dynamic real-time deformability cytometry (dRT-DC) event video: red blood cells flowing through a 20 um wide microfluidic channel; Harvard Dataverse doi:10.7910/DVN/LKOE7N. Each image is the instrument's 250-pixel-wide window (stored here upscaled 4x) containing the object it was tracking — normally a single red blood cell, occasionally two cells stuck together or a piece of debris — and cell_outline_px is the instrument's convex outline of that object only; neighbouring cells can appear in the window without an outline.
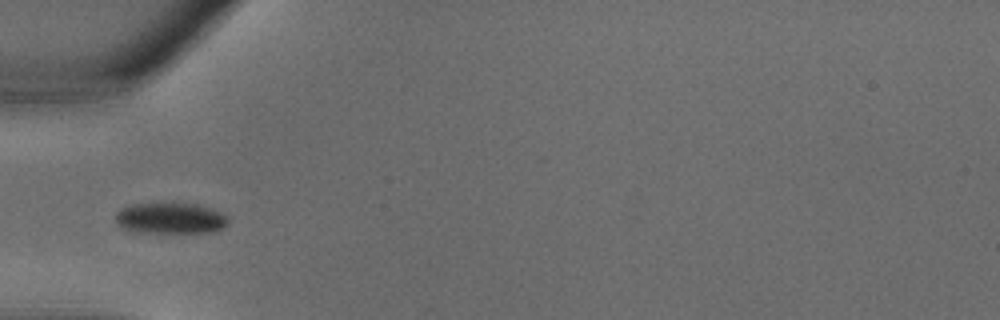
{"species": "common noctule bat (a hibernating species)", "species_latin": "Nyctalus noctula", "temperature_condition": "warm", "stored_images_in_passage": 11, "camera_frame_rate_fps": 3000, "um_per_image_px": 0.085, "animal": {"sex": "male", "body_mass_g": 18.8}, "frame": {"image": 1, "passage_image": 1, "time_ms": 0.0, "image_size_px": [1000, 320], "cell_outline_px": [[228, 224], [224, 228], [212, 232], [140, 232], [124, 228], [116, 220], [116, 212], [120, 208], [132, 204], [168, 200], [196, 204], [212, 208], [224, 212], [228, 216]], "centroid_in_image_um": [14.54, 18.49], "position_along_channel_um": 70.5, "area_um2": 21.15}}
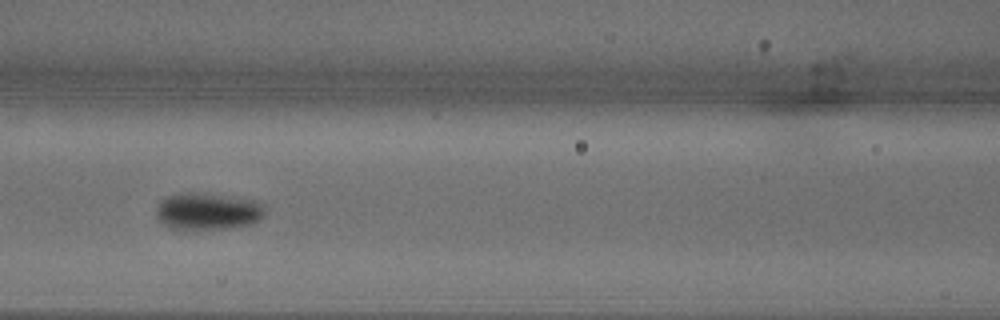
{"frame": {"image": 2, "passage_image": 5, "time_ms": 1.333, "image_size_px": [1000, 320], "cell_outline_px": [[264, 216], [260, 220], [252, 224], [228, 228], [184, 232], [168, 228], [160, 224], [156, 216], [156, 208], [160, 200], [168, 196], [180, 192], [200, 192], [260, 200], [264, 204]], "centroid_in_image_um": [17.62, 17.99], "position_along_channel_um": 149.0, "area_um2": 24.74}}
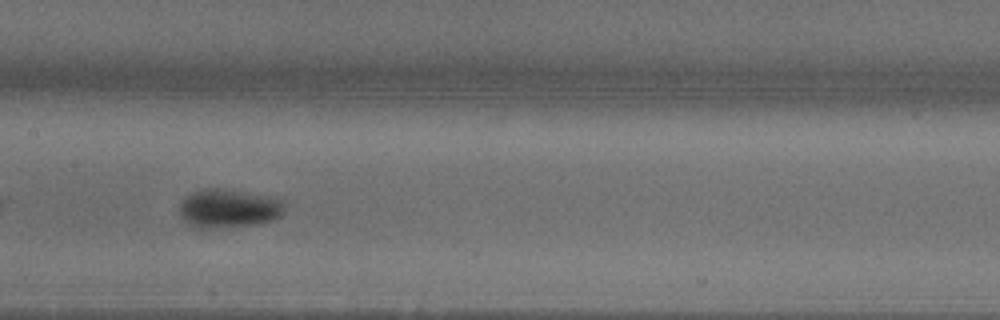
{"frame": {"image": 3, "passage_image": 7, "time_ms": 2.0, "image_size_px": [1000, 320], "cell_outline_px": [[284, 212], [276, 220], [260, 224], [212, 228], [192, 228], [180, 216], [180, 204], [184, 196], [200, 188], [220, 188], [268, 196], [284, 200]], "centroid_in_image_um": [19.42, 17.72], "position_along_channel_um": 188.0, "area_um2": 24.1}}